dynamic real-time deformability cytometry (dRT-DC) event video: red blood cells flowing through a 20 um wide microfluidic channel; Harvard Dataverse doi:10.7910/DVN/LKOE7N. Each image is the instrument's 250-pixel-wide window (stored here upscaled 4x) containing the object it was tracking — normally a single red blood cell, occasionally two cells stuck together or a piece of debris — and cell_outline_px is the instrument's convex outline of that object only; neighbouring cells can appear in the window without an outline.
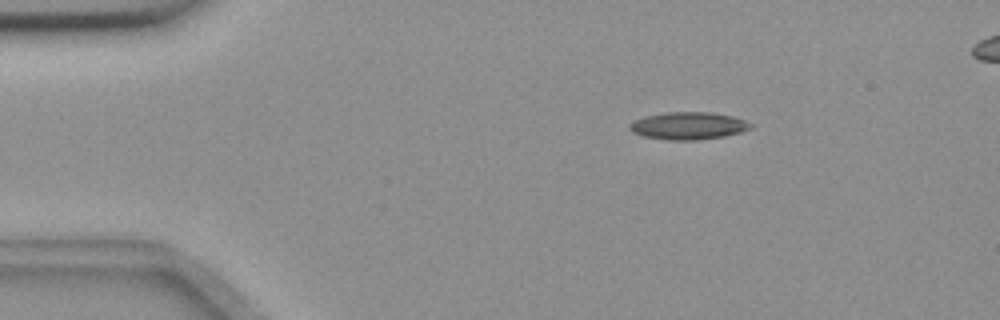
{"species": "common noctule bat (a hibernating species)", "species_latin": "Nyctalus noctula", "temperature_condition": "room temperature", "stored_images_in_passage": 51, "camera_frame_rate_fps": 3000, "um_per_image_px": 0.085, "animal": {"sex": "female", "body_mass_g": 18.4}, "frame": {"image": 1, "passage_image": 4, "time_ms": 1.0, "image_size_px": [1000, 320], "cell_outline_px": [[756, 124], [752, 128], [740, 132], [724, 136], [696, 140], [668, 140], [644, 136], [632, 132], [628, 128], [628, 124], [644, 116], [664, 112], [712, 112], [732, 116]], "centroid_in_image_um": [58.52, 10.68], "position_along_channel_um": 26.5, "area_um2": 19.48}}
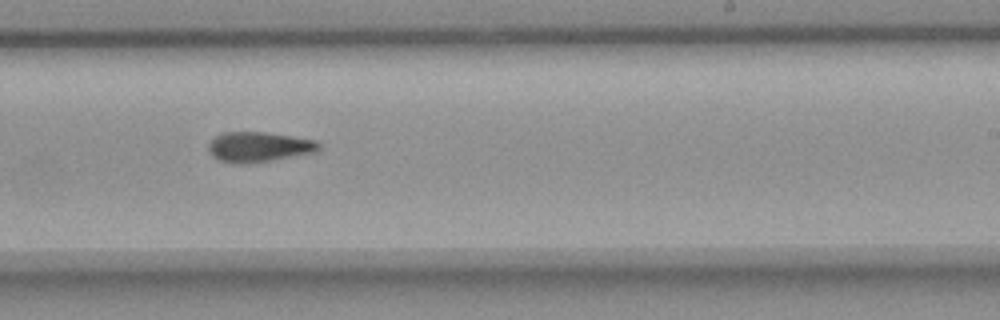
{"frame": {"image": 2, "passage_image": 29, "time_ms": 9.333, "image_size_px": [1000, 320], "cell_outline_px": [[320, 148], [316, 152], [268, 160], [220, 160], [212, 156], [208, 148], [208, 144], [216, 136], [224, 132], [264, 132], [292, 136], [316, 140], [320, 144]], "centroid_in_image_um": [22.05, 12.42], "position_along_channel_um": 266.9, "area_um2": 18.32}}
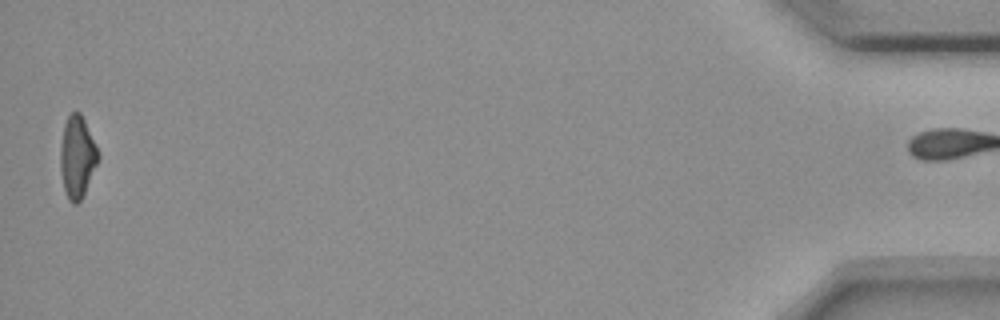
{"frame": {"image": 3, "passage_image": 50, "time_ms": 16.333, "image_size_px": [1000, 320], "cell_outline_px": [[100, 156], [84, 192], [80, 200], [76, 204], [72, 204], [68, 200], [64, 188], [60, 168], [60, 144], [64, 124], [68, 116], [72, 112], [80, 112], [84, 120]], "centroid_in_image_um": [6.53, 13.33], "position_along_channel_um": 428.7, "area_um2": 17.69}}